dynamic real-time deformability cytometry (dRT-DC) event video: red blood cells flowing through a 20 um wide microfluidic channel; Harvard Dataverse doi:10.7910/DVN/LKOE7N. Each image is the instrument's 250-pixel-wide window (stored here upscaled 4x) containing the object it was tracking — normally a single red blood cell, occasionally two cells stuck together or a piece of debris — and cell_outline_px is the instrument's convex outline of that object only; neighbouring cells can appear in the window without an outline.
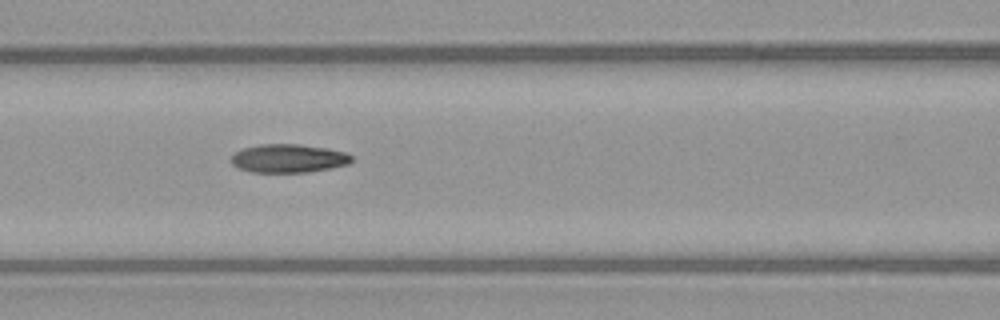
{"species": "common noctule bat (a hibernating species)", "species_latin": "Nyctalus noctula", "temperature_condition": "warm", "stored_images_in_passage": 11, "camera_frame_rate_fps": 3000, "um_per_image_px": 0.085, "animal": {"sex": "female", "body_mass_g": 21.9}, "frame": {"image": 1, "passage_image": 7, "time_ms": 2.0, "image_size_px": [1000, 320], "cell_outline_px": [[352, 160], [348, 164], [308, 172], [252, 172], [240, 168], [232, 164], [232, 156], [236, 152], [244, 148], [260, 144], [300, 144], [328, 148], [348, 152], [352, 156]], "centroid_in_image_um": [24.56, 13.45], "position_along_channel_um": 142.0, "area_um2": 19.88}}